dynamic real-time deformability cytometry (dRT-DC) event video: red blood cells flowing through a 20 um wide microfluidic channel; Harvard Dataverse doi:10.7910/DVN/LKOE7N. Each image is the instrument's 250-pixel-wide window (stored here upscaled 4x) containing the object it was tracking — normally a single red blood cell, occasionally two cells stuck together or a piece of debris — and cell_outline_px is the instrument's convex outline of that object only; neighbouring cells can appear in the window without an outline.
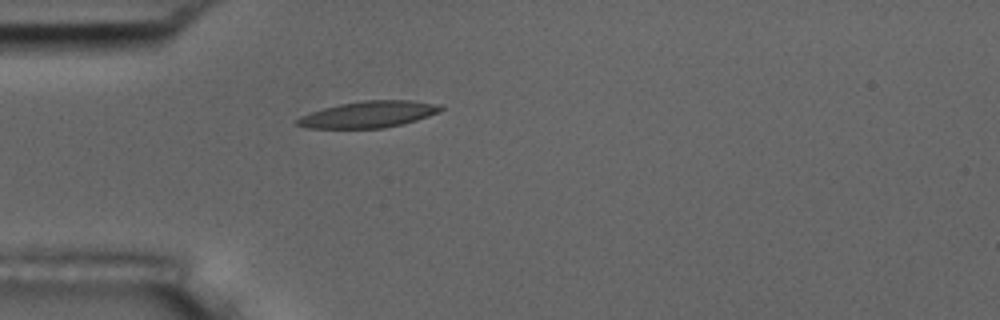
{"species": "common noctule bat (a hibernating species)", "species_latin": "Nyctalus noctula", "temperature_condition": "room temperature", "stored_images_in_passage": 1, "camera_frame_rate_fps": 3000, "um_per_image_px": 0.085, "animal": {"sex": "male", "body_mass_g": 17.5, "forearm_length_mm": 52.3}, "frame": {"image": 1, "passage_image": 1, "time_ms": 0.0, "image_size_px": [1000, 320], "cell_outline_px": [[444, 108], [428, 116], [404, 124], [384, 128], [308, 128], [296, 124], [296, 120], [300, 116], [324, 108], [340, 104], [364, 100], [412, 100], [440, 104]], "centroid_in_image_um": [31.35, 9.72], "position_along_channel_um": 53.7, "area_um2": 22.02}}